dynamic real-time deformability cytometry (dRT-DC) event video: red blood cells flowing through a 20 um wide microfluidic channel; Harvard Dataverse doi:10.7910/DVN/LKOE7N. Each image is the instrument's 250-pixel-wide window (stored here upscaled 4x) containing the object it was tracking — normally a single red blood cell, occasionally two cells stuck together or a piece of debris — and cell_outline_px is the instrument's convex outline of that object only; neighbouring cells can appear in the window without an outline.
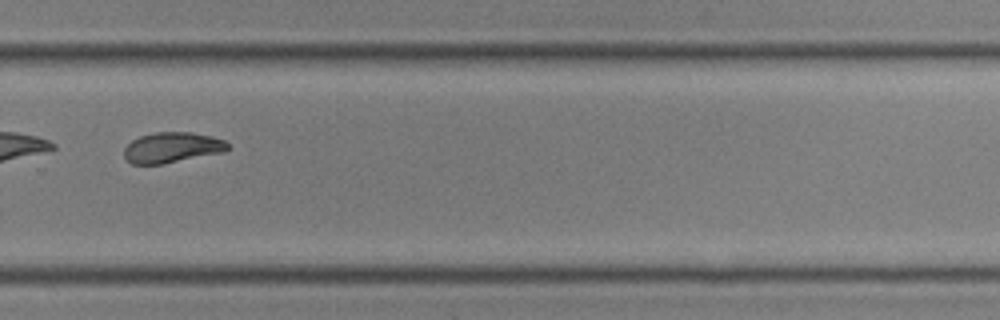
{"species": "common noctule bat (a hibernating species)", "species_latin": "Nyctalus noctula", "temperature_condition": "room temperature", "stored_images_in_passage": 42, "camera_frame_rate_fps": 3000, "um_per_image_px": 0.085, "animal": {"sex": "male", "body_mass_g": 19.0, "forearm_length_mm": 50.8}, "frame": {"image": 1, "passage_image": 30, "time_ms": 9.667, "image_size_px": [1000, 320], "cell_outline_px": [[228, 148], [224, 152], [160, 164], [132, 164], [124, 156], [124, 148], [132, 140], [140, 136], [152, 132], [192, 132], [212, 136], [224, 140], [228, 144]], "centroid_in_image_um": [14.61, 12.52], "position_along_channel_um": 315.2, "area_um2": 18.32}}